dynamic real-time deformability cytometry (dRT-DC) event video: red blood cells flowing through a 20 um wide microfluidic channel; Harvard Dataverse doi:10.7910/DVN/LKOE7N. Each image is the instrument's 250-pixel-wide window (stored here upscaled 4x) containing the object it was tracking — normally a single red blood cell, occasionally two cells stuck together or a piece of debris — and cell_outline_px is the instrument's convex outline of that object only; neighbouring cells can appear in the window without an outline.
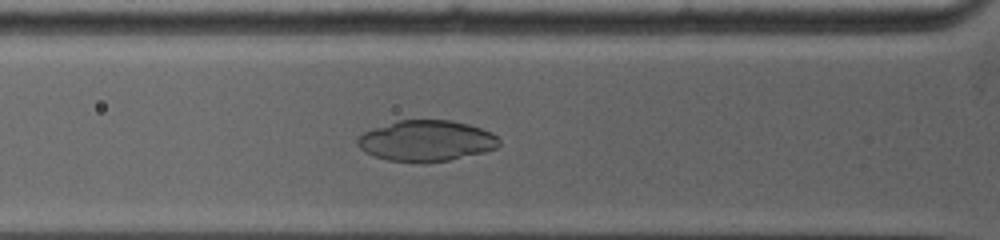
{"species": "common noctule bat (a hibernating species)", "species_latin": "Nyctalus noctula", "temperature_condition": "warm", "stored_images_in_passage": 27, "camera_frame_rate_fps": 5000, "um_per_image_px": 0.085, "animal": {"sex": "female", "body_mass_g": 19.0, "forearm_length_mm": 53.3}, "frame": {"image": 1, "passage_image": 8, "time_ms": 2.8, "image_size_px": [1000, 240], "cell_outline_px": [[500, 144], [496, 148], [484, 152], [448, 160], [388, 160], [364, 152], [356, 144], [356, 136], [364, 132], [396, 120], [452, 120], [468, 124], [492, 132], [500, 140]], "centroid_in_image_um": [36.23, 11.93], "position_along_channel_um": 89.6, "area_um2": 33.18}}
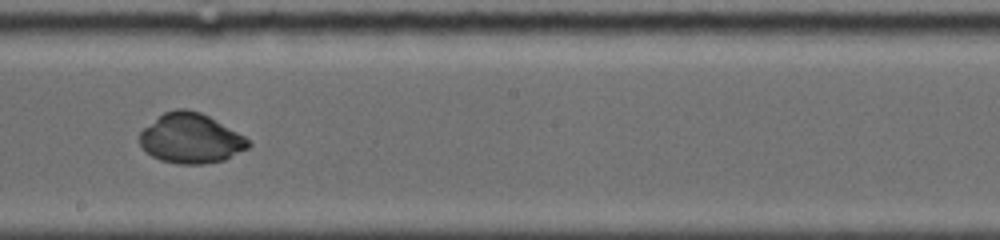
{"frame": {"image": 2, "passage_image": 17, "time_ms": 6.4, "image_size_px": [1000, 240], "cell_outline_px": [[252, 144], [248, 148], [224, 160], [204, 164], [176, 164], [160, 160], [152, 156], [140, 144], [140, 132], [144, 128], [164, 112], [176, 108], [188, 108], [200, 112], [208, 116], [244, 136]], "centroid_in_image_um": [16.21, 11.77], "position_along_channel_um": 232.0, "area_um2": 31.39}}
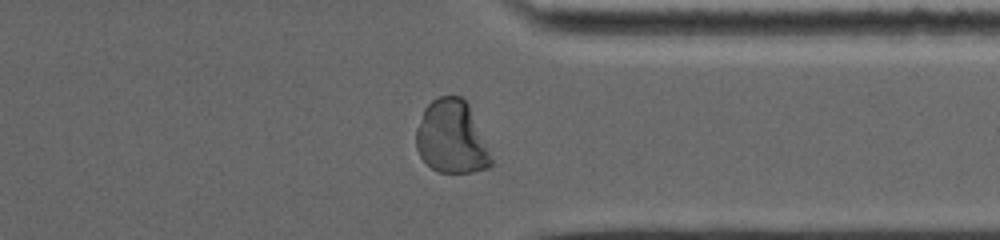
{"frame": {"image": 3, "passage_image": 26, "time_ms": 10.0, "image_size_px": [1000, 240], "cell_outline_px": [[492, 164], [488, 168], [472, 172], [440, 172], [432, 168], [420, 156], [416, 148], [416, 128], [424, 108], [432, 100], [440, 96], [460, 96], [468, 104], [488, 148], [492, 160]], "centroid_in_image_um": [38.37, 11.66], "position_along_channel_um": 373.0, "area_um2": 31.67}}